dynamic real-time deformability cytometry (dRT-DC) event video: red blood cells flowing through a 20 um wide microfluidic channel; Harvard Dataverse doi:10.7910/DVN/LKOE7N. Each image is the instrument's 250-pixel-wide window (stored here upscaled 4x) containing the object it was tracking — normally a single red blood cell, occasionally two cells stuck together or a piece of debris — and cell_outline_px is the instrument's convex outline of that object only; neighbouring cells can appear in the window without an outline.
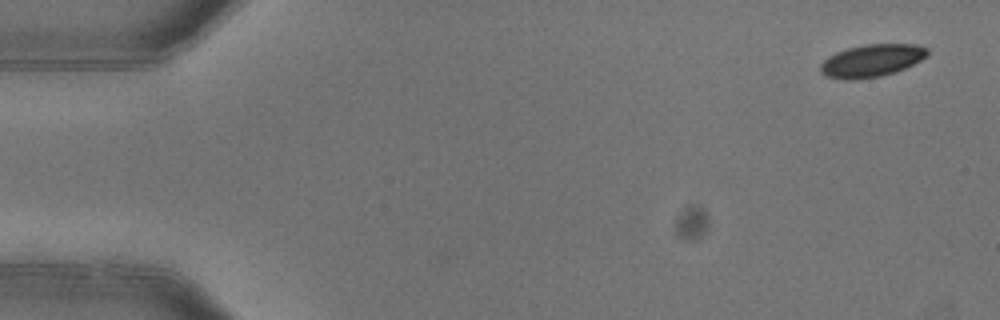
{"species": "common noctule bat (a hibernating species)", "species_latin": "Nyctalus noctula", "temperature_condition": "warm", "stored_images_in_passage": 4, "camera_frame_rate_fps": 3000, "um_per_image_px": 0.085, "animal": {"sex": "female"}, "frame": {"image": 1, "passage_image": 1, "time_ms": 0.0, "image_size_px": [1000, 320], "cell_outline_px": [[928, 56], [896, 72], [880, 76], [856, 80], [844, 80], [824, 76], [820, 72], [820, 64], [828, 56], [836, 52], [848, 48], [864, 44], [916, 44], [928, 48]], "centroid_in_image_um": [74.06, 5.16], "position_along_channel_um": 10.9, "area_um2": 20.46}}
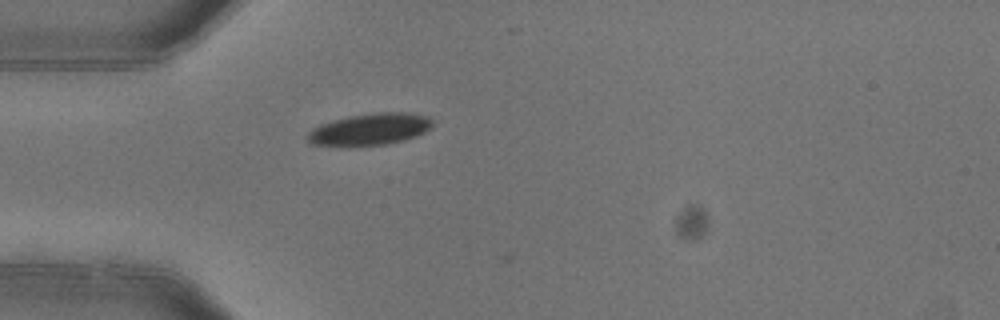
{"frame": {"image": 2, "passage_image": 4, "time_ms": 1.0, "image_size_px": [1000, 320], "cell_outline_px": [[432, 128], [416, 136], [404, 140], [388, 144], [312, 144], [304, 136], [312, 128], [320, 124], [348, 116], [372, 112], [408, 112], [428, 116], [432, 120]], "centroid_in_image_um": [31.48, 10.95], "position_along_channel_um": 53.5, "area_um2": 22.83}}